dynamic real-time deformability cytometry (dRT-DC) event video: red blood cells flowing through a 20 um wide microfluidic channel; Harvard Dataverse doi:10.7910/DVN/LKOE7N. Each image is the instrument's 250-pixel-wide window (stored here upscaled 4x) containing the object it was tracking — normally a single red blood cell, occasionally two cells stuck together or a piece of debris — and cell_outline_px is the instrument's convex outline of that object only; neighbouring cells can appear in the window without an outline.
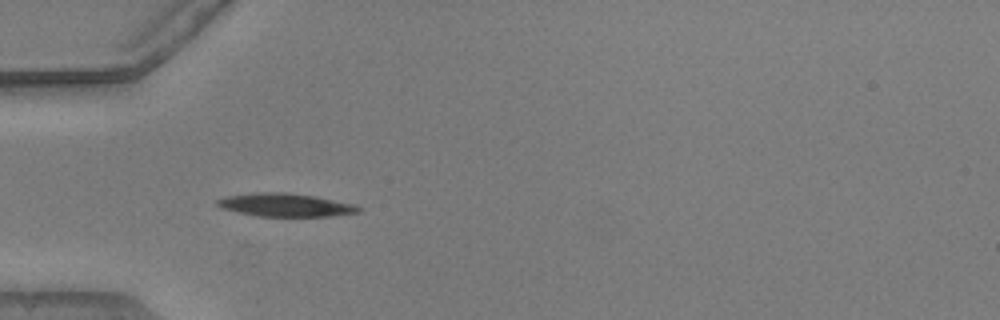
{"species": "common noctule bat (a hibernating species)", "species_latin": "Nyctalus noctula", "temperature_condition": "warm", "stored_images_in_passage": 37, "camera_frame_rate_fps": 3000, "um_per_image_px": 0.085, "animal": {"sex": "male", "body_mass_g": 20.5, "forearm_length_mm": 52.5}, "frame": {"image": 1, "passage_image": 1, "time_ms": 0.0, "image_size_px": [1000, 320], "cell_outline_px": [[364, 208], [360, 212], [332, 216], [256, 216], [220, 208], [216, 204], [216, 200], [224, 196], [256, 192], [288, 192], [316, 196], [356, 204]], "centroid_in_image_um": [24.28, 17.41], "position_along_channel_um": 60.7, "area_um2": 19.42}}
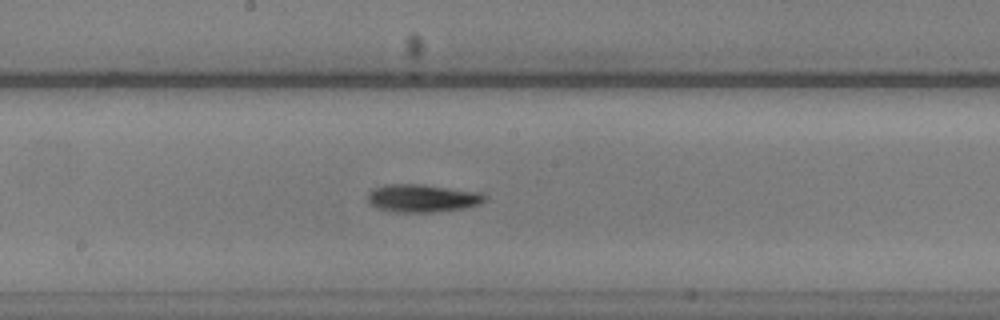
{"frame": {"image": 2, "passage_image": 13, "time_ms": 4.0, "image_size_px": [1000, 320], "cell_outline_px": [[488, 196], [480, 204], [464, 208], [432, 212], [396, 212], [380, 208], [372, 204], [368, 200], [368, 192], [372, 188], [384, 184], [424, 184], [484, 192]], "centroid_in_image_um": [35.95, 16.82], "position_along_channel_um": 212.3, "area_um2": 19.19}}
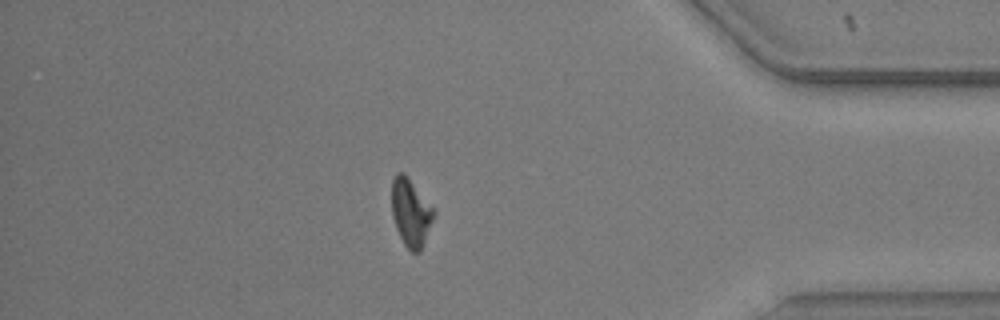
{"frame": {"image": 3, "passage_image": 30, "time_ms": 9.667, "image_size_px": [1000, 320], "cell_outline_px": [[436, 212], [424, 244], [420, 252], [412, 252], [404, 244], [396, 228], [392, 216], [392, 180], [396, 172], [404, 172]], "centroid_in_image_um": [34.91, 18.07], "position_along_channel_um": 400.3, "area_um2": 16.47}, "authors_computed_cell_mechanics": {"area_um2": 18.0336, "velocity_mm_per_s": 3.8617, "shape_relaxation_time_tau1_ms": 2.3409, "shape_relaxation_time_tau2_ms": null, "deformation_change_tau1": 0.1525, "deformation_change_tau2": null}}